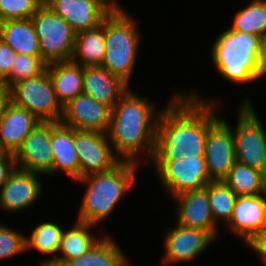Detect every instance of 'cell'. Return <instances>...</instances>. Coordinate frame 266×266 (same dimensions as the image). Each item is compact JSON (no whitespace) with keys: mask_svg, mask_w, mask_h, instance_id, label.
<instances>
[{"mask_svg":"<svg viewBox=\"0 0 266 266\" xmlns=\"http://www.w3.org/2000/svg\"><path fill=\"white\" fill-rule=\"evenodd\" d=\"M104 54L105 36L104 27L101 24L95 29L76 33L71 61L83 67L101 66Z\"/></svg>","mask_w":266,"mask_h":266,"instance_id":"d4e9b609","label":"cell"},{"mask_svg":"<svg viewBox=\"0 0 266 266\" xmlns=\"http://www.w3.org/2000/svg\"><path fill=\"white\" fill-rule=\"evenodd\" d=\"M47 69L62 107L83 93V66L70 60L47 64Z\"/></svg>","mask_w":266,"mask_h":266,"instance_id":"603a6c76","label":"cell"},{"mask_svg":"<svg viewBox=\"0 0 266 266\" xmlns=\"http://www.w3.org/2000/svg\"><path fill=\"white\" fill-rule=\"evenodd\" d=\"M204 158L210 178L223 180L236 162L233 130L220 118L208 131Z\"/></svg>","mask_w":266,"mask_h":266,"instance_id":"8fae6325","label":"cell"},{"mask_svg":"<svg viewBox=\"0 0 266 266\" xmlns=\"http://www.w3.org/2000/svg\"><path fill=\"white\" fill-rule=\"evenodd\" d=\"M183 93H177L162 108L152 160H179L205 154L208 131L221 118L216 114L217 103L207 102L195 92Z\"/></svg>","mask_w":266,"mask_h":266,"instance_id":"6da1fadb","label":"cell"},{"mask_svg":"<svg viewBox=\"0 0 266 266\" xmlns=\"http://www.w3.org/2000/svg\"><path fill=\"white\" fill-rule=\"evenodd\" d=\"M101 25L105 36L101 66L129 85L141 39L136 21L118 4L104 17Z\"/></svg>","mask_w":266,"mask_h":266,"instance_id":"5b68a950","label":"cell"},{"mask_svg":"<svg viewBox=\"0 0 266 266\" xmlns=\"http://www.w3.org/2000/svg\"><path fill=\"white\" fill-rule=\"evenodd\" d=\"M179 203L177 223L188 228H197L209 232L214 238L218 236V226L212 217L207 186L176 196Z\"/></svg>","mask_w":266,"mask_h":266,"instance_id":"ac0fdd59","label":"cell"},{"mask_svg":"<svg viewBox=\"0 0 266 266\" xmlns=\"http://www.w3.org/2000/svg\"><path fill=\"white\" fill-rule=\"evenodd\" d=\"M241 104L233 131L236 161L266 174V132L250 99Z\"/></svg>","mask_w":266,"mask_h":266,"instance_id":"ba28073f","label":"cell"},{"mask_svg":"<svg viewBox=\"0 0 266 266\" xmlns=\"http://www.w3.org/2000/svg\"><path fill=\"white\" fill-rule=\"evenodd\" d=\"M230 29L263 36L266 33V0H253L238 11Z\"/></svg>","mask_w":266,"mask_h":266,"instance_id":"83f0119b","label":"cell"},{"mask_svg":"<svg viewBox=\"0 0 266 266\" xmlns=\"http://www.w3.org/2000/svg\"><path fill=\"white\" fill-rule=\"evenodd\" d=\"M167 191L176 197L182 193L205 188L213 181L204 156H185L179 160H151Z\"/></svg>","mask_w":266,"mask_h":266,"instance_id":"9c48e42d","label":"cell"},{"mask_svg":"<svg viewBox=\"0 0 266 266\" xmlns=\"http://www.w3.org/2000/svg\"><path fill=\"white\" fill-rule=\"evenodd\" d=\"M109 142L107 133L74 128V147L80 162V178L110 171L121 162Z\"/></svg>","mask_w":266,"mask_h":266,"instance_id":"30bf717a","label":"cell"},{"mask_svg":"<svg viewBox=\"0 0 266 266\" xmlns=\"http://www.w3.org/2000/svg\"><path fill=\"white\" fill-rule=\"evenodd\" d=\"M10 102V88L5 84L0 85V116L3 114L5 107Z\"/></svg>","mask_w":266,"mask_h":266,"instance_id":"74e56055","label":"cell"},{"mask_svg":"<svg viewBox=\"0 0 266 266\" xmlns=\"http://www.w3.org/2000/svg\"><path fill=\"white\" fill-rule=\"evenodd\" d=\"M258 67L262 77L266 75V33L262 36L261 49L259 52Z\"/></svg>","mask_w":266,"mask_h":266,"instance_id":"8d00e7d4","label":"cell"},{"mask_svg":"<svg viewBox=\"0 0 266 266\" xmlns=\"http://www.w3.org/2000/svg\"><path fill=\"white\" fill-rule=\"evenodd\" d=\"M138 164L121 161L110 171L86 175L76 181L88 184L77 221L97 226L110 216L122 196L135 182Z\"/></svg>","mask_w":266,"mask_h":266,"instance_id":"3957f363","label":"cell"},{"mask_svg":"<svg viewBox=\"0 0 266 266\" xmlns=\"http://www.w3.org/2000/svg\"><path fill=\"white\" fill-rule=\"evenodd\" d=\"M72 229L63 231L58 252L50 259L42 260L41 266H64L69 260L78 258L87 253L89 249L99 240L94 237L90 229L94 225L76 221Z\"/></svg>","mask_w":266,"mask_h":266,"instance_id":"7402d4cb","label":"cell"},{"mask_svg":"<svg viewBox=\"0 0 266 266\" xmlns=\"http://www.w3.org/2000/svg\"><path fill=\"white\" fill-rule=\"evenodd\" d=\"M207 193L214 222L218 224L217 222L222 219L228 223L232 217L237 195L223 180L209 182Z\"/></svg>","mask_w":266,"mask_h":266,"instance_id":"f1b7e54d","label":"cell"},{"mask_svg":"<svg viewBox=\"0 0 266 266\" xmlns=\"http://www.w3.org/2000/svg\"><path fill=\"white\" fill-rule=\"evenodd\" d=\"M41 174L15 168L0 188V207L6 211H21L35 203L42 191Z\"/></svg>","mask_w":266,"mask_h":266,"instance_id":"2e32d148","label":"cell"},{"mask_svg":"<svg viewBox=\"0 0 266 266\" xmlns=\"http://www.w3.org/2000/svg\"><path fill=\"white\" fill-rule=\"evenodd\" d=\"M63 229L53 223L44 222L37 225L30 237H25L26 250L36 249L43 254H56L59 250Z\"/></svg>","mask_w":266,"mask_h":266,"instance_id":"f546056e","label":"cell"},{"mask_svg":"<svg viewBox=\"0 0 266 266\" xmlns=\"http://www.w3.org/2000/svg\"><path fill=\"white\" fill-rule=\"evenodd\" d=\"M44 0H0V22L31 18Z\"/></svg>","mask_w":266,"mask_h":266,"instance_id":"1f68e13d","label":"cell"},{"mask_svg":"<svg viewBox=\"0 0 266 266\" xmlns=\"http://www.w3.org/2000/svg\"><path fill=\"white\" fill-rule=\"evenodd\" d=\"M31 19L39 39L41 58L47 64L70 61L76 37L72 27L45 3Z\"/></svg>","mask_w":266,"mask_h":266,"instance_id":"8992f818","label":"cell"},{"mask_svg":"<svg viewBox=\"0 0 266 266\" xmlns=\"http://www.w3.org/2000/svg\"><path fill=\"white\" fill-rule=\"evenodd\" d=\"M14 159L18 169L52 174L51 122H40L24 139Z\"/></svg>","mask_w":266,"mask_h":266,"instance_id":"4fadbf2b","label":"cell"},{"mask_svg":"<svg viewBox=\"0 0 266 266\" xmlns=\"http://www.w3.org/2000/svg\"><path fill=\"white\" fill-rule=\"evenodd\" d=\"M223 181L237 196L258 195L266 192V174L238 161Z\"/></svg>","mask_w":266,"mask_h":266,"instance_id":"4316f807","label":"cell"},{"mask_svg":"<svg viewBox=\"0 0 266 266\" xmlns=\"http://www.w3.org/2000/svg\"><path fill=\"white\" fill-rule=\"evenodd\" d=\"M112 108L84 93L63 106L60 122L77 130L107 133Z\"/></svg>","mask_w":266,"mask_h":266,"instance_id":"5bb4252c","label":"cell"},{"mask_svg":"<svg viewBox=\"0 0 266 266\" xmlns=\"http://www.w3.org/2000/svg\"><path fill=\"white\" fill-rule=\"evenodd\" d=\"M244 242H249L257 233L266 228L265 193L237 196L232 217L227 223Z\"/></svg>","mask_w":266,"mask_h":266,"instance_id":"e0dca14e","label":"cell"},{"mask_svg":"<svg viewBox=\"0 0 266 266\" xmlns=\"http://www.w3.org/2000/svg\"><path fill=\"white\" fill-rule=\"evenodd\" d=\"M46 69L47 63L41 58V56L16 54L10 75L3 81V83L10 88L18 81L39 76Z\"/></svg>","mask_w":266,"mask_h":266,"instance_id":"4dcf8cb0","label":"cell"},{"mask_svg":"<svg viewBox=\"0 0 266 266\" xmlns=\"http://www.w3.org/2000/svg\"><path fill=\"white\" fill-rule=\"evenodd\" d=\"M40 122L30 111L10 101L0 116V151L14 155Z\"/></svg>","mask_w":266,"mask_h":266,"instance_id":"d6986e66","label":"cell"},{"mask_svg":"<svg viewBox=\"0 0 266 266\" xmlns=\"http://www.w3.org/2000/svg\"><path fill=\"white\" fill-rule=\"evenodd\" d=\"M10 101L41 122H60L63 107L57 100L48 69L39 76L14 83L10 87Z\"/></svg>","mask_w":266,"mask_h":266,"instance_id":"52a82bcc","label":"cell"},{"mask_svg":"<svg viewBox=\"0 0 266 266\" xmlns=\"http://www.w3.org/2000/svg\"><path fill=\"white\" fill-rule=\"evenodd\" d=\"M128 89L126 82L102 66L83 67V93L97 102L113 108Z\"/></svg>","mask_w":266,"mask_h":266,"instance_id":"ffe728a7","label":"cell"},{"mask_svg":"<svg viewBox=\"0 0 266 266\" xmlns=\"http://www.w3.org/2000/svg\"><path fill=\"white\" fill-rule=\"evenodd\" d=\"M166 235L163 263L167 266L195 259L215 239L205 230L184 227L178 223Z\"/></svg>","mask_w":266,"mask_h":266,"instance_id":"9a60e30c","label":"cell"},{"mask_svg":"<svg viewBox=\"0 0 266 266\" xmlns=\"http://www.w3.org/2000/svg\"><path fill=\"white\" fill-rule=\"evenodd\" d=\"M25 235L0 224V260L26 251Z\"/></svg>","mask_w":266,"mask_h":266,"instance_id":"d6a6232c","label":"cell"},{"mask_svg":"<svg viewBox=\"0 0 266 266\" xmlns=\"http://www.w3.org/2000/svg\"><path fill=\"white\" fill-rule=\"evenodd\" d=\"M143 99L128 89L112 108L107 135L121 161L138 162L141 149L152 160L161 110Z\"/></svg>","mask_w":266,"mask_h":266,"instance_id":"7a4b0ae2","label":"cell"},{"mask_svg":"<svg viewBox=\"0 0 266 266\" xmlns=\"http://www.w3.org/2000/svg\"><path fill=\"white\" fill-rule=\"evenodd\" d=\"M16 54L8 44L0 39V79L2 81L10 75Z\"/></svg>","mask_w":266,"mask_h":266,"instance_id":"836d02e7","label":"cell"},{"mask_svg":"<svg viewBox=\"0 0 266 266\" xmlns=\"http://www.w3.org/2000/svg\"><path fill=\"white\" fill-rule=\"evenodd\" d=\"M78 33L97 28L104 17L116 6L115 0H44Z\"/></svg>","mask_w":266,"mask_h":266,"instance_id":"7c38bea8","label":"cell"},{"mask_svg":"<svg viewBox=\"0 0 266 266\" xmlns=\"http://www.w3.org/2000/svg\"><path fill=\"white\" fill-rule=\"evenodd\" d=\"M250 248L259 253L263 263L266 265V228L257 233L249 242L246 243Z\"/></svg>","mask_w":266,"mask_h":266,"instance_id":"d590c367","label":"cell"},{"mask_svg":"<svg viewBox=\"0 0 266 266\" xmlns=\"http://www.w3.org/2000/svg\"><path fill=\"white\" fill-rule=\"evenodd\" d=\"M15 168L14 155L0 151V188L7 181Z\"/></svg>","mask_w":266,"mask_h":266,"instance_id":"e575fe53","label":"cell"},{"mask_svg":"<svg viewBox=\"0 0 266 266\" xmlns=\"http://www.w3.org/2000/svg\"><path fill=\"white\" fill-rule=\"evenodd\" d=\"M111 236L104 233L87 253L64 266H129L128 259Z\"/></svg>","mask_w":266,"mask_h":266,"instance_id":"484cf974","label":"cell"},{"mask_svg":"<svg viewBox=\"0 0 266 266\" xmlns=\"http://www.w3.org/2000/svg\"><path fill=\"white\" fill-rule=\"evenodd\" d=\"M52 173L65 172L73 180L80 179V162L74 147V128L51 122Z\"/></svg>","mask_w":266,"mask_h":266,"instance_id":"44dd1931","label":"cell"},{"mask_svg":"<svg viewBox=\"0 0 266 266\" xmlns=\"http://www.w3.org/2000/svg\"><path fill=\"white\" fill-rule=\"evenodd\" d=\"M262 36L230 28L221 33L212 48V61L219 74L236 83L253 82L260 77L258 67Z\"/></svg>","mask_w":266,"mask_h":266,"instance_id":"277c9868","label":"cell"},{"mask_svg":"<svg viewBox=\"0 0 266 266\" xmlns=\"http://www.w3.org/2000/svg\"><path fill=\"white\" fill-rule=\"evenodd\" d=\"M0 39L17 54L41 56L39 39L31 18L0 22Z\"/></svg>","mask_w":266,"mask_h":266,"instance_id":"cb8c5ba5","label":"cell"},{"mask_svg":"<svg viewBox=\"0 0 266 266\" xmlns=\"http://www.w3.org/2000/svg\"><path fill=\"white\" fill-rule=\"evenodd\" d=\"M265 210H266V192H265Z\"/></svg>","mask_w":266,"mask_h":266,"instance_id":"f35d334b","label":"cell"}]
</instances>
